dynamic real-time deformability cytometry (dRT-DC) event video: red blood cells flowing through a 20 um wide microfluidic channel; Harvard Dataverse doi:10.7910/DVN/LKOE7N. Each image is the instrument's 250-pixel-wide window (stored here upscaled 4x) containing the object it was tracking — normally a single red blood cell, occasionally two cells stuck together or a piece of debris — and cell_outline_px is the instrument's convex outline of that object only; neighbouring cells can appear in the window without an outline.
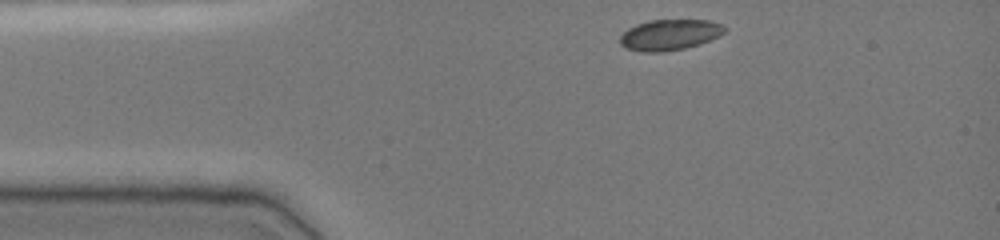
{"species": "common noctule bat (a hibernating species)", "species_latin": "Nyctalus noctula", "temperature_condition": "cold", "stored_images_in_passage": 35, "camera_frame_rate_fps": 3000, "um_per_image_px": 0.085, "animal": {"sex": "female", "body_mass_g": 19.0, "forearm_length_mm": 51.5}, "frame": {"image": 1, "passage_image": 1, "time_ms": 0.0, "image_size_px": [1000, 240], "cell_outline_px": [[724, 32], [720, 36], [700, 44], [684, 48], [664, 52], [640, 52], [624, 48], [620, 44], [620, 36], [628, 28], [636, 24], [648, 20], [708, 20], [720, 24], [724, 28]], "centroid_in_image_um": [56.87, 2.97], "position_along_channel_um": 28.1, "area_um2": 18.84}}
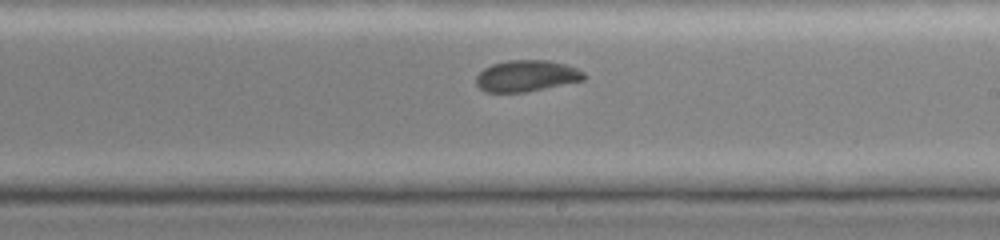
{"frame": {"image": 2, "passage_image": 21, "time_ms": 6.667, "image_size_px": [1000, 240], "cell_outline_px": [[588, 76], [584, 80], [524, 92], [484, 92], [476, 84], [476, 76], [484, 68], [492, 64], [508, 60], [548, 60], [568, 64], [584, 72]], "centroid_in_image_um": [44.77, 6.44], "position_along_channel_um": 244.2, "area_um2": 19.77}}
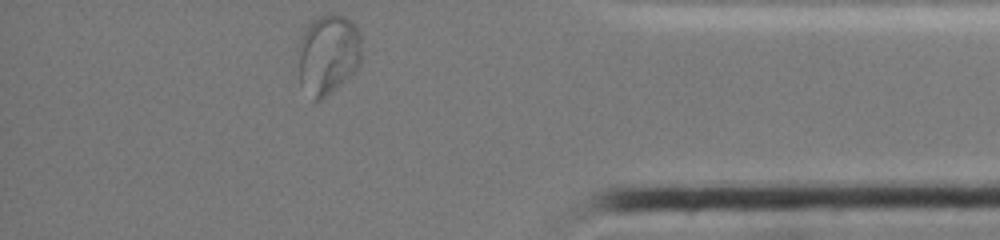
{"frame": {"image": 3, "passage_image": 35, "time_ms": 11.333, "image_size_px": [1000, 240], "cell_outline_px": [[360, 64], [336, 88], [320, 100], [312, 100], [300, 84], [296, 48], [312, 16], [328, 12], [336, 12], [344, 16], [356, 28], [360, 36]], "centroid_in_image_um": [27.81, 4.57], "position_along_channel_um": 407.4, "area_um2": 30.06}}